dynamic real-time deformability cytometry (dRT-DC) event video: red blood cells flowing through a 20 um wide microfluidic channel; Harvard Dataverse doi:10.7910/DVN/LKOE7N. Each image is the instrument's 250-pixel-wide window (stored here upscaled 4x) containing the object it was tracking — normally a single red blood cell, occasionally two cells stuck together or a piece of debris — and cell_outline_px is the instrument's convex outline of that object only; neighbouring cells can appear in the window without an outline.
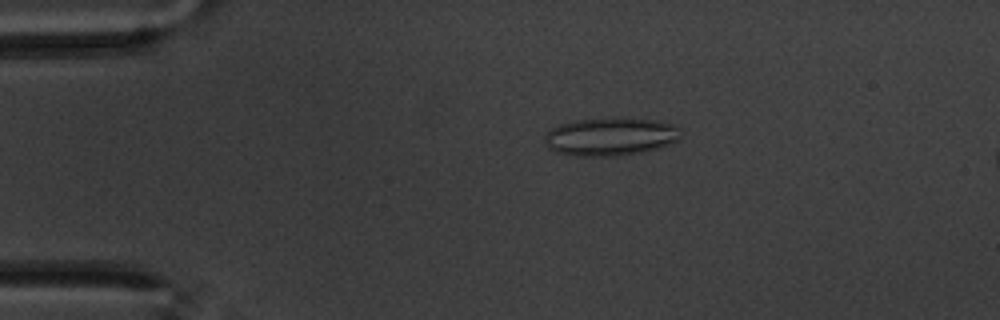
{"species": "common noctule bat (a hibernating species)", "species_latin": "Nyctalus noctula", "temperature_condition": "warm", "stored_images_in_passage": 59, "camera_frame_rate_fps": 3000, "um_per_image_px": 0.085, "animal": {"sex": "male", "body_mass_g": 20.1, "forearm_length_mm": 53.5}, "frame": {"image": 1, "passage_image": 12, "time_ms": 3.667, "image_size_px": [1000, 320], "cell_outline_px": [[680, 140], [644, 152], [616, 156], [576, 156], [552, 152], [544, 144], [544, 132], [560, 124], [572, 120], [612, 116], [624, 116], [656, 120], [672, 124], [676, 128], [680, 136]], "centroid_in_image_um": [51.81, 11.59], "position_along_channel_um": 33.2, "area_um2": 31.1}}
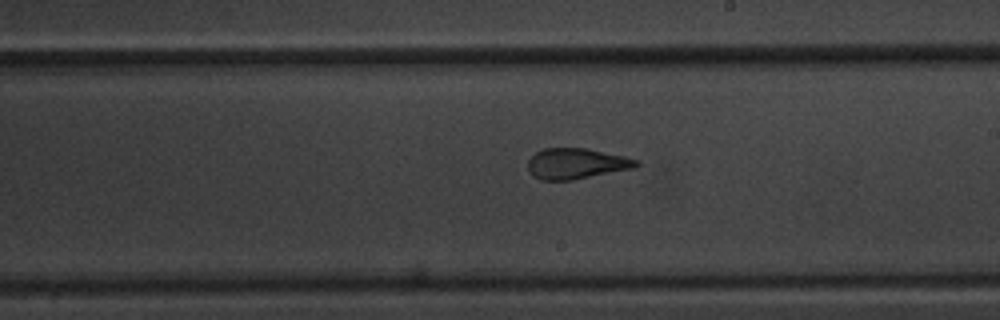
{"frame": {"image": 2, "passage_image": 34, "time_ms": 11.0, "image_size_px": [1000, 320], "cell_outline_px": [[640, 164], [636, 168], [572, 180], [540, 180], [532, 176], [528, 168], [528, 160], [536, 152], [544, 148], [588, 148], [624, 156], [640, 160]], "centroid_in_image_um": [49.01, 13.91], "position_along_channel_um": 240.0, "area_um2": 19.59}}
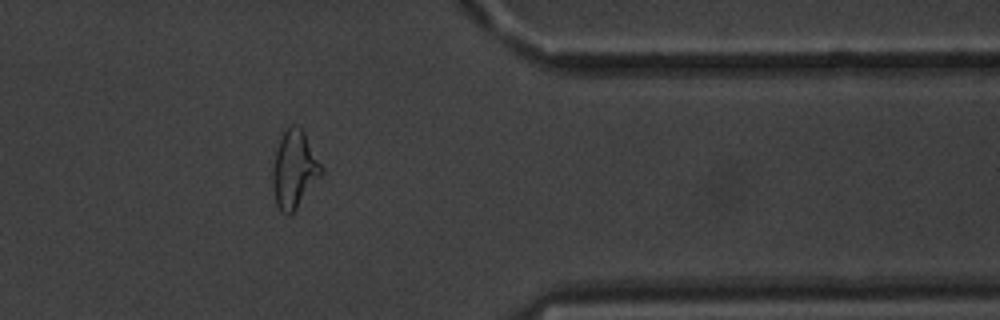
{"frame": {"image": 3, "passage_image": 48, "time_ms": 15.667, "image_size_px": [1000, 320], "cell_outline_px": [[324, 172], [296, 208], [288, 216], [276, 204], [272, 188], [272, 172], [276, 152], [280, 140], [288, 124], [292, 124], [300, 128], [304, 132], [324, 168]], "centroid_in_image_um": [25.02, 14.39], "position_along_channel_um": 386.4, "area_um2": 21.73}, "authors_computed_cell_mechanics": {"area_um2": 22.1952, "velocity_mm_per_s": 3.4445, "shape_relaxation_time_tau1_ms": null, "shape_relaxation_time_tau2_ms": 1.4382, "deformation_change_tau1": null, "deformation_change_tau2": 0.1004}}